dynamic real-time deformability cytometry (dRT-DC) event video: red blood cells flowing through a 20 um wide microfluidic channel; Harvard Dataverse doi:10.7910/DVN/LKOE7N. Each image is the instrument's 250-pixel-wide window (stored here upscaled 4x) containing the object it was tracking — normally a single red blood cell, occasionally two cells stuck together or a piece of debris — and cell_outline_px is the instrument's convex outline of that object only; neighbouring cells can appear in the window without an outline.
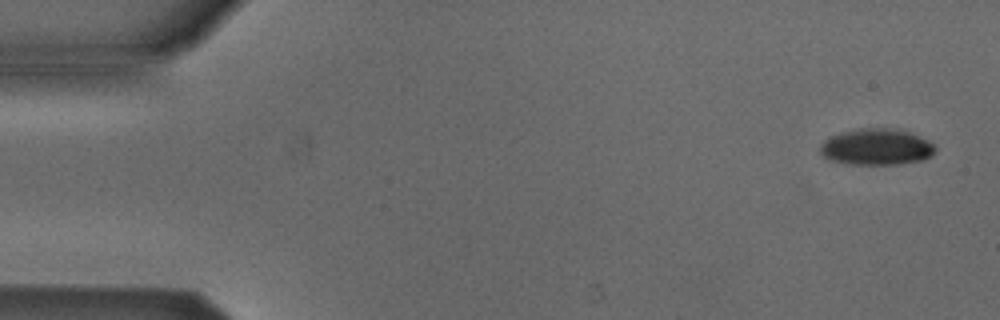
{"species": "Egyptian fruit bat (a non-hibernating species)", "species_latin": "Rousettus aegyptiacus", "temperature_condition": "cold", "stored_images_in_passage": 4, "camera_frame_rate_fps": 3000, "um_per_image_px": 0.085, "animal": {"sex": "male"}, "frame": {"image": 1, "passage_image": 1, "time_ms": 0.0, "image_size_px": [1000, 320], "cell_outline_px": [[936, 148], [932, 156], [924, 160], [896, 164], [848, 164], [828, 160], [820, 152], [820, 144], [828, 136], [840, 132], [860, 128], [892, 128], [908, 132], [928, 140], [936, 144]], "centroid_in_image_um": [74.49, 12.49], "position_along_channel_um": 10.5, "area_um2": 24.62}}
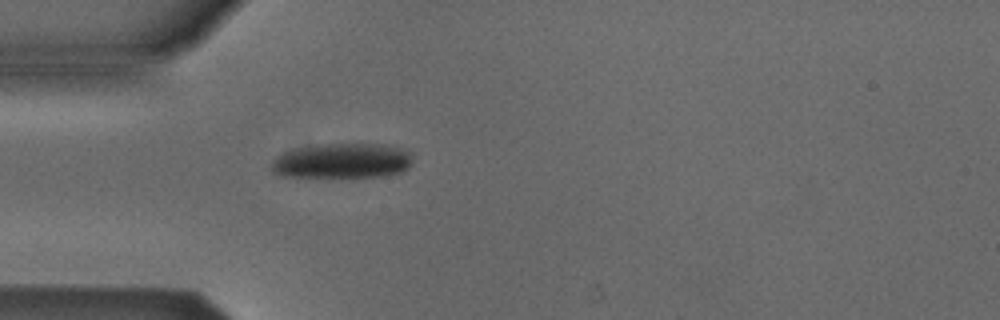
{"frame": {"image": 2, "passage_image": 4, "time_ms": 1.0, "image_size_px": [1000, 320], "cell_outline_px": [[412, 164], [408, 168], [400, 172], [380, 176], [276, 176], [272, 172], [272, 160], [276, 156], [284, 152], [296, 148], [324, 144], [380, 144], [400, 148], [412, 152]], "centroid_in_image_um": [29.09, 13.66], "position_along_channel_um": 55.9, "area_um2": 28.67}}